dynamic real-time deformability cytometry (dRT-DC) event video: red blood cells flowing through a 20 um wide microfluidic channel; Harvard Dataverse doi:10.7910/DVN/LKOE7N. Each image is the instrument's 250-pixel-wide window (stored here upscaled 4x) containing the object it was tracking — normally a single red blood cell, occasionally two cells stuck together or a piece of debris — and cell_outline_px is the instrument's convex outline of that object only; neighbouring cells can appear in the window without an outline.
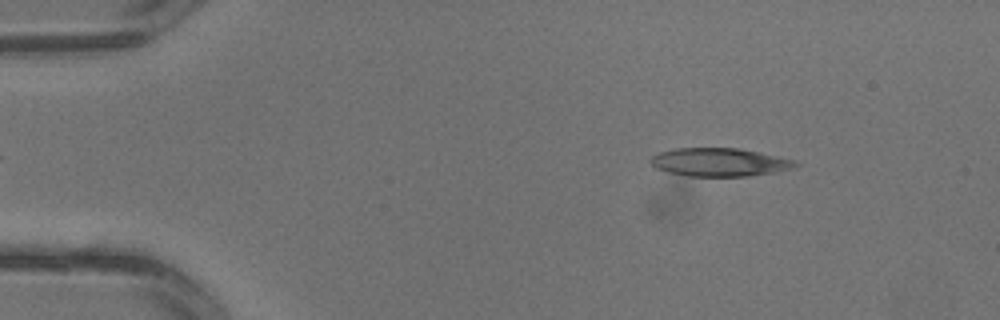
{"species": "common noctule bat (a hibernating species)", "species_latin": "Nyctalus noctula", "temperature_condition": "warm", "stored_images_in_passage": 2, "camera_frame_rate_fps": 3000, "um_per_image_px": 0.085, "animal": {"sex": "male", "body_mass_g": 13.3}, "frame": {"image": 1, "passage_image": 1, "time_ms": 0.0, "image_size_px": [1000, 320], "cell_outline_px": [[800, 164], [792, 168], [780, 172], [748, 176], [688, 176], [668, 172], [656, 168], [648, 160], [656, 152], [676, 148], [740, 148], [796, 160]], "centroid_in_image_um": [61.16, 13.78], "position_along_channel_um": 23.8, "area_um2": 24.1}}